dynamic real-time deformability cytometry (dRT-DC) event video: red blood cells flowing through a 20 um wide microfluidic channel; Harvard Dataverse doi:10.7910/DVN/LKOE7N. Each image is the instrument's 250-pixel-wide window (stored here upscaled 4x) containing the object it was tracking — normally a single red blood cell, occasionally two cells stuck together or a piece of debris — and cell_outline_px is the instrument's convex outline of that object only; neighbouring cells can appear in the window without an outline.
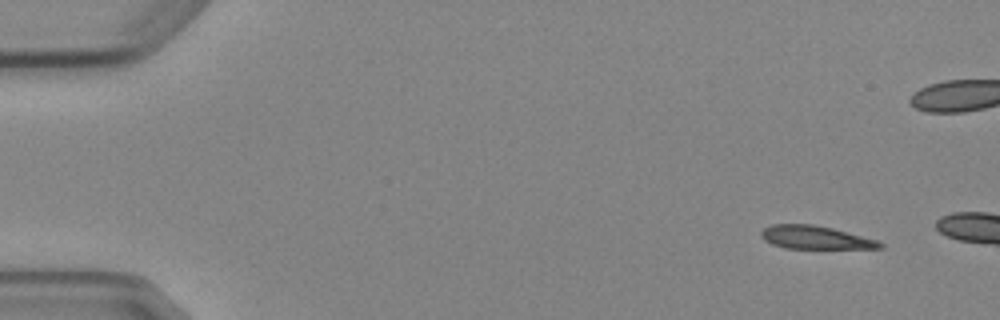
{"species": "Egyptian fruit bat (a non-hibernating species)", "species_latin": "Rousettus aegyptiacus", "temperature_condition": "cold", "stored_images_in_passage": 3, "camera_frame_rate_fps": 3000, "um_per_image_px": 0.085, "animal": {"sex": "female"}, "frame": {"image": 1, "passage_image": 1, "time_ms": 0.0, "image_size_px": [1000, 320], "cell_outline_px": [[884, 248], [788, 248], [772, 244], [764, 240], [760, 236], [760, 232], [764, 228], [772, 224], [812, 224], [832, 228], [880, 240], [884, 244]], "centroid_in_image_um": [69.32, 20.18], "position_along_channel_um": 15.7, "area_um2": 16.07}}